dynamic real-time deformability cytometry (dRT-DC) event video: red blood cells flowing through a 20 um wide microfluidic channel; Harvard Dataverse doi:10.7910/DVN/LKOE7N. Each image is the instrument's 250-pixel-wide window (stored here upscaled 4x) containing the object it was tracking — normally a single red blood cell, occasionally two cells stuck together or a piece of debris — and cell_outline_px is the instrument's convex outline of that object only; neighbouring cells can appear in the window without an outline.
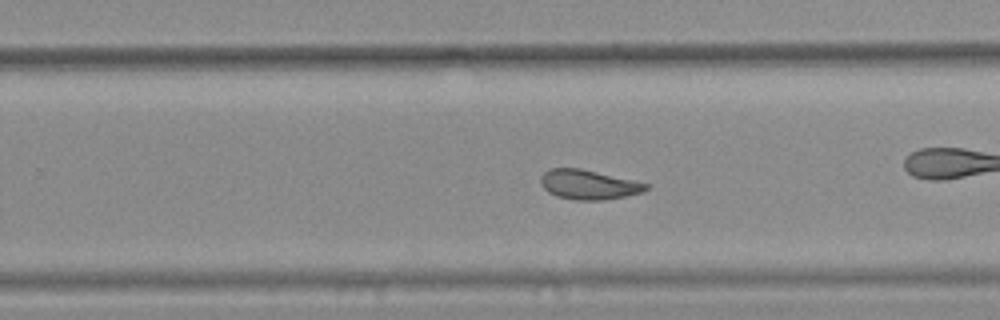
{"species": "common noctule bat (a hibernating species)", "species_latin": "Nyctalus noctula", "temperature_condition": "warm", "stored_images_in_passage": 46, "camera_frame_rate_fps": 3000, "um_per_image_px": 0.085, "animal": {"sex": "female", "body_mass_g": 25.1}, "frame": {"image": 1, "passage_image": 33, "time_ms": 10.667, "image_size_px": [1000, 320], "cell_outline_px": [[648, 188], [644, 192], [604, 200], [576, 200], [556, 196], [548, 192], [540, 184], [540, 176], [544, 172], [552, 168], [580, 168], [632, 180], [648, 184]], "centroid_in_image_um": [49.99, 15.69], "position_along_channel_um": 279.8, "area_um2": 18.03}, "authors_computed_cell_mechanics": {"area_um2": 19.3341, "velocity_mm_per_s": 3.7537, "shape_relaxation_time_tau1_ms": null, "shape_relaxation_time_tau2_ms": 2.1984, "deformation_change_tau1": null, "deformation_change_tau2": 0.087}}